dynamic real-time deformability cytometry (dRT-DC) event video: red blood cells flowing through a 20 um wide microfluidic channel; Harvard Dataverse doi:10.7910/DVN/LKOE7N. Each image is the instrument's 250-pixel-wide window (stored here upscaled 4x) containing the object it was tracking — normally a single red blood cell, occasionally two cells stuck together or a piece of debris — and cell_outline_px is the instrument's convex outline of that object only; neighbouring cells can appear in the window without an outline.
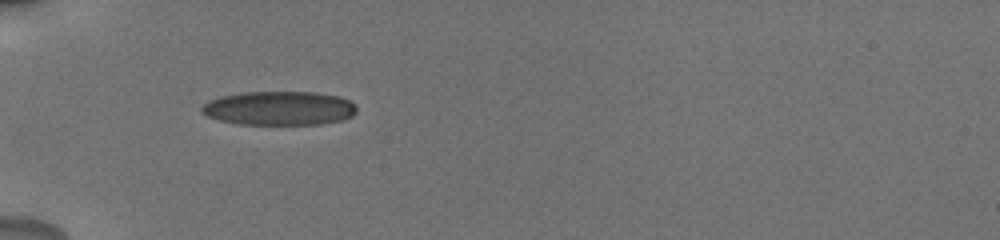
{"species": "human", "species_latin": "Homo sapiens", "temperature_condition": "cold", "stored_images_in_passage": 2, "camera_frame_rate_fps": 3000, "um_per_image_px": 0.085, "donor": {"sex": "male"}, "frame": {"image": 1, "passage_image": 1, "time_ms": 0.0, "image_size_px": [1000, 240], "cell_outline_px": [[356, 112], [352, 116], [340, 120], [320, 124], [236, 124], [220, 120], [208, 116], [200, 112], [200, 108], [208, 100], [220, 96], [244, 92], [316, 92], [340, 96], [356, 104]], "centroid_in_image_um": [23.72, 9.19], "position_along_channel_um": 61.3, "area_um2": 30.81}}